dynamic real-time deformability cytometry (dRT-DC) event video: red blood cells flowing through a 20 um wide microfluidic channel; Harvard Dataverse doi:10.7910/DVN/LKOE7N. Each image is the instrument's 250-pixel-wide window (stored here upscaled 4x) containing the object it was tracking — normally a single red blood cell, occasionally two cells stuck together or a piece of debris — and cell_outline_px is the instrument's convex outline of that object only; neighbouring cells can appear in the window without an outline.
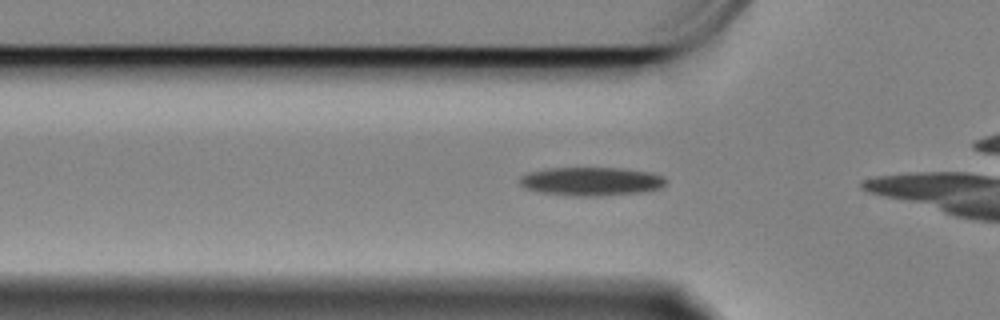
{"species": "Egyptian fruit bat (a non-hibernating species)", "species_latin": "Rousettus aegyptiacus", "temperature_condition": "cold", "stored_images_in_passage": 25, "camera_frame_rate_fps": 3000, "um_per_image_px": 0.085, "animal": {"sex": "female"}, "frame": {"image": 1, "passage_image": 5, "time_ms": 1.333, "image_size_px": [1000, 320], "cell_outline_px": [[668, 180], [660, 188], [644, 192], [604, 196], [572, 196], [536, 192], [524, 188], [520, 184], [520, 176], [528, 172], [548, 168], [624, 168], [652, 172], [664, 176]], "centroid_in_image_um": [50.27, 15.42], "position_along_channel_um": 75.5, "area_um2": 24.8}}
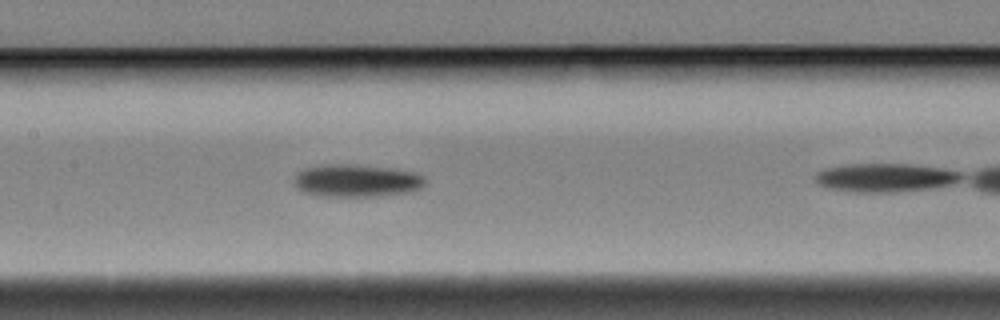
{"frame": {"image": 2, "passage_image": 14, "time_ms": 4.333, "image_size_px": [1000, 320], "cell_outline_px": [[424, 184], [420, 188], [408, 192], [380, 196], [320, 196], [304, 192], [296, 188], [292, 180], [304, 168], [324, 164], [352, 164], [388, 168], [416, 172], [424, 176]], "centroid_in_image_um": [30.28, 15.35], "position_along_channel_um": 177.1, "area_um2": 24.91}}
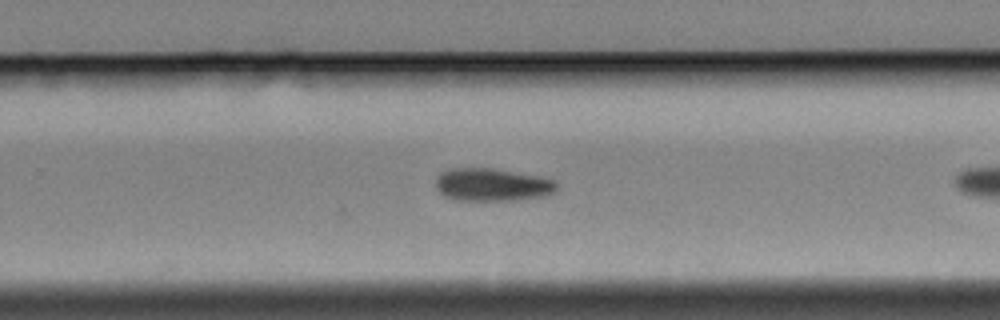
{"frame": {"image": 3, "passage_image": 24, "time_ms": 7.667, "image_size_px": [1000, 320], "cell_outline_px": [[556, 192], [540, 196], [516, 200], [456, 200], [444, 196], [436, 188], [436, 176], [440, 172], [452, 168], [488, 168], [536, 176], [552, 180], [556, 184]], "centroid_in_image_um": [41.76, 15.71], "position_along_channel_um": 288.0, "area_um2": 22.77}}